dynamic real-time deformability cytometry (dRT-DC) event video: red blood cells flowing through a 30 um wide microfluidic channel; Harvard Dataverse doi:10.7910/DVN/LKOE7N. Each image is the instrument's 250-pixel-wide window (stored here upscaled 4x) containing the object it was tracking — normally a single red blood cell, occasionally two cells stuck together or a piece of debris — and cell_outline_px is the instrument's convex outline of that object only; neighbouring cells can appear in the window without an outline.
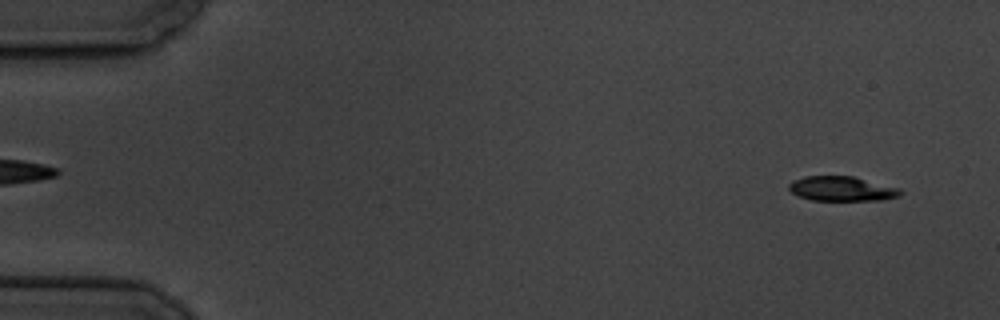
{"species": "common noctule bat (a hibernating species)", "species_latin": "Nyctalus noctula", "temperature_condition": "cold", "stored_images_in_passage": 4, "camera_frame_rate_fps": 3000, "um_per_image_px": 0.085, "animal": {"sex": "male", "body_mass_g": 19.5, "forearm_length_mm": 54.6}, "frame": {"image": 1, "passage_image": 1, "time_ms": 0.0, "image_size_px": [1000, 320], "cell_outline_px": [[904, 192], [900, 196], [880, 200], [812, 200], [800, 196], [792, 192], [788, 188], [788, 184], [792, 180], [804, 176], [852, 176], [900, 188]], "centroid_in_image_um": [71.56, 16.04], "position_along_channel_um": 13.4, "area_um2": 16.01}}